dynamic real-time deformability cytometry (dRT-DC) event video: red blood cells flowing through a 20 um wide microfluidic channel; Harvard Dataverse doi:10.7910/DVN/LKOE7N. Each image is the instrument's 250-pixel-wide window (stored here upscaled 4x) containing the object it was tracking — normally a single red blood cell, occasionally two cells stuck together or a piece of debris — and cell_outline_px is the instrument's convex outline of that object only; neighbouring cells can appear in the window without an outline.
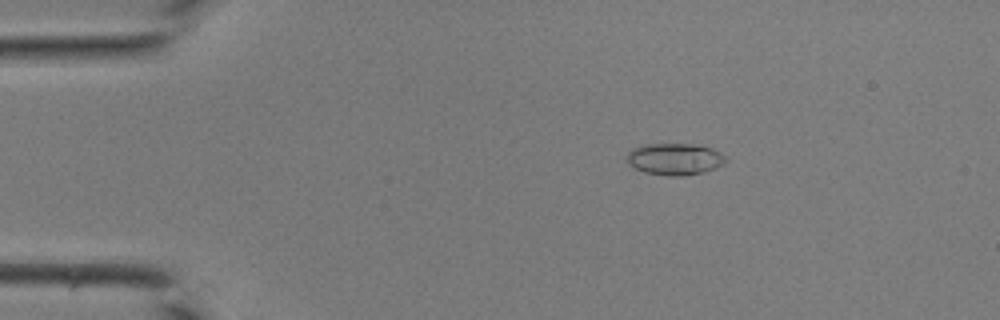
{"species": "common noctule bat (a hibernating species)", "species_latin": "Nyctalus noctula", "temperature_condition": "room temperature", "stored_images_in_passage": 36, "camera_frame_rate_fps": 3000, "um_per_image_px": 0.085, "animal": {"sex": "male", "body_mass_g": 19.0, "forearm_length_mm": 50.8}, "frame": {"image": 1, "passage_image": 2, "time_ms": 0.333, "image_size_px": [1000, 320], "cell_outline_px": [[728, 160], [724, 164], [716, 168], [704, 172], [684, 176], [672, 176], [644, 172], [628, 164], [628, 152], [632, 148], [644, 144], [692, 144], [712, 148], [720, 152]], "centroid_in_image_um": [57.38, 13.52], "position_along_channel_um": 27.6, "area_um2": 18.32}}
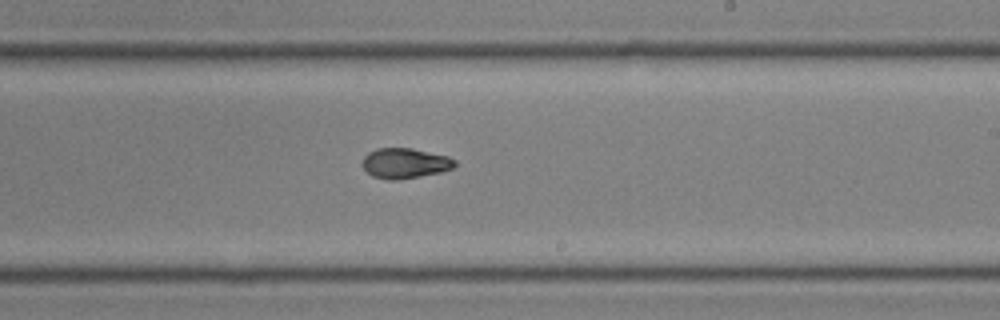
{"frame": {"image": 2, "passage_image": 20, "time_ms": 6.333, "image_size_px": [1000, 320], "cell_outline_px": [[456, 164], [452, 168], [440, 172], [392, 180], [388, 180], [372, 176], [364, 168], [364, 156], [368, 152], [376, 148], [412, 148], [448, 156], [456, 160]], "centroid_in_image_um": [34.42, 13.85], "position_along_channel_um": 254.6, "area_um2": 16.01}}
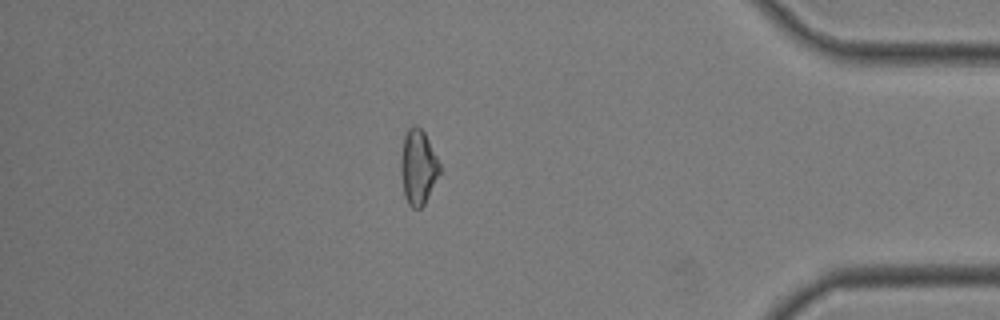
{"frame": {"image": 3, "passage_image": 31, "time_ms": 10.0, "image_size_px": [1000, 320], "cell_outline_px": [[440, 172], [424, 204], [420, 208], [412, 208], [408, 204], [404, 196], [400, 168], [400, 160], [404, 136], [408, 128], [412, 124], [416, 124], [424, 132], [440, 164]], "centroid_in_image_um": [35.51, 14.19], "position_along_channel_um": 399.7, "area_um2": 16.88}}